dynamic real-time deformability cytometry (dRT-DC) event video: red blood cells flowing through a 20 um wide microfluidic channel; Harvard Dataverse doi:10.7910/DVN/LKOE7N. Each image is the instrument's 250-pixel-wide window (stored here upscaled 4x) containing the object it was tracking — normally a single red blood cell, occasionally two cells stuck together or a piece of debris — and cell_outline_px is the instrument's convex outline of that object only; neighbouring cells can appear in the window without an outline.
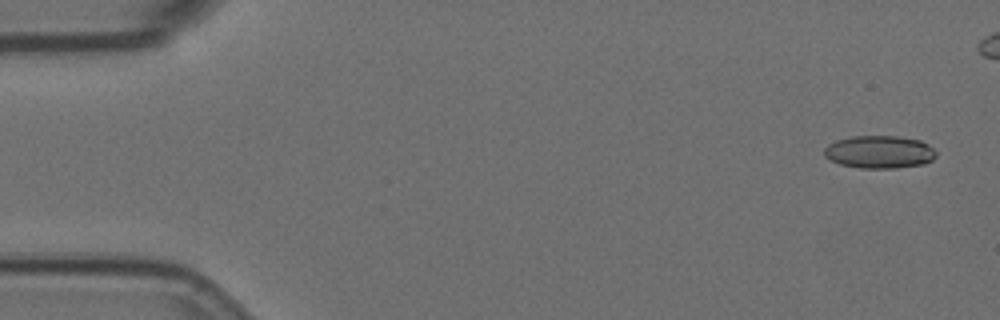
{"species": "Egyptian fruit bat (a non-hibernating species)", "species_latin": "Rousettus aegyptiacus", "temperature_condition": "room temperature", "stored_images_in_passage": 3, "camera_frame_rate_fps": 3000, "um_per_image_px": 0.085, "animal": {"sex": "female"}, "frame": {"image": 1, "passage_image": 1, "time_ms": 0.0, "image_size_px": [1000, 320], "cell_outline_px": [[936, 156], [932, 160], [924, 164], [896, 168], [860, 168], [840, 164], [824, 156], [824, 148], [828, 144], [836, 140], [852, 136], [896, 136], [920, 140], [928, 144], [936, 152]], "centroid_in_image_um": [74.75, 12.92], "position_along_channel_um": 10.3, "area_um2": 21.39}}